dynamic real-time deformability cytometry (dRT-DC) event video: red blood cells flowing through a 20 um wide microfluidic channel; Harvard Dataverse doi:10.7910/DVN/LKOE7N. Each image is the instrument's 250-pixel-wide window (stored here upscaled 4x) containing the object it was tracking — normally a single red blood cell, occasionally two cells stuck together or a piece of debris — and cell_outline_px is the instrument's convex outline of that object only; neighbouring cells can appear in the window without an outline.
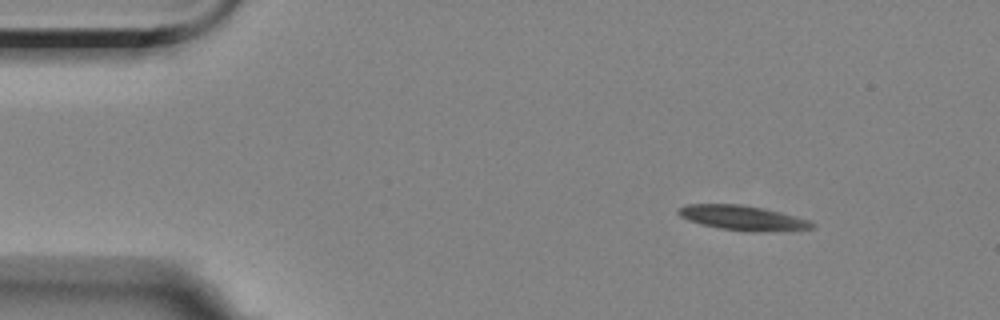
{"species": "Egyptian fruit bat (a non-hibernating species)", "species_latin": "Rousettus aegyptiacus", "temperature_condition": "room temperature", "stored_images_in_passage": 3, "camera_frame_rate_fps": 3000, "um_per_image_px": 0.085, "animal": {"sex": "female"}, "frame": {"image": 1, "passage_image": 1, "time_ms": 0.0, "image_size_px": [1000, 320], "cell_outline_px": [[816, 224], [812, 228], [720, 228], [700, 224], [688, 220], [680, 216], [676, 212], [676, 208], [688, 204], [740, 204], [760, 208], [812, 220]], "centroid_in_image_um": [62.94, 18.44], "position_along_channel_um": 22.1, "area_um2": 17.69}}